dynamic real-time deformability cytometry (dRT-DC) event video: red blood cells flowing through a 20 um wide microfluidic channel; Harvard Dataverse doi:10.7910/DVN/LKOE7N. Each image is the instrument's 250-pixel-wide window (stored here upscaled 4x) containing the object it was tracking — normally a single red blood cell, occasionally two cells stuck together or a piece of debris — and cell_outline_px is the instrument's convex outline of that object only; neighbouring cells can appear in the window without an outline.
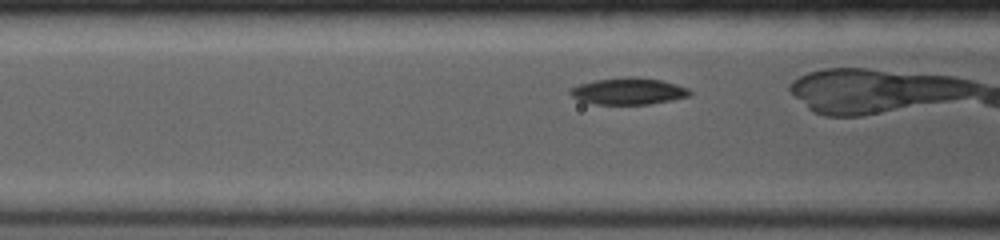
{"species": "common noctule bat (a hibernating species)", "species_latin": "Nyctalus noctula", "temperature_condition": "room temperature", "stored_images_in_passage": 55, "camera_frame_rate_fps": 4000, "um_per_image_px": 0.085, "animal": {"sex": "female", "body_mass_g": 19.0, "forearm_length_mm": 53.3}, "frame": {"image": 1, "passage_image": 7, "time_ms": 1.0, "image_size_px": [1000, 240], "cell_outline_px": [[692, 96], [672, 100], [648, 104], [596, 104], [580, 100], [572, 96], [568, 92], [568, 88], [580, 84], [596, 80], [628, 76], [632, 76], [660, 80], [676, 84], [688, 88], [692, 92]], "centroid_in_image_um": [53.43, 7.75], "position_along_channel_um": 113.2, "area_um2": 18.61}}
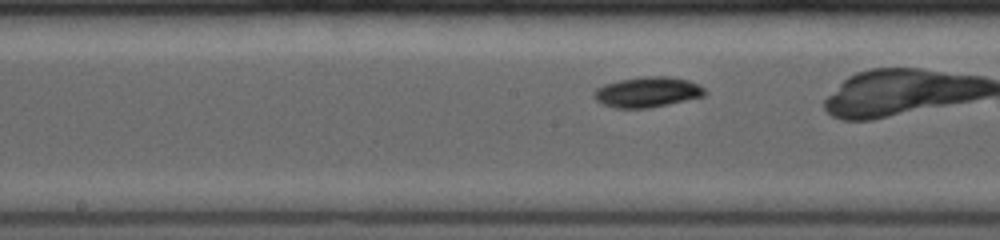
{"frame": {"image": 2, "passage_image": 19, "time_ms": 3.0, "image_size_px": [1000, 240], "cell_outline_px": [[708, 92], [704, 96], [668, 104], [648, 108], [616, 108], [604, 104], [596, 100], [592, 96], [592, 92], [596, 88], [604, 84], [620, 80], [644, 76], [668, 76], [688, 80], [704, 88]], "centroid_in_image_um": [55.01, 7.82], "position_along_channel_um": 193.2, "area_um2": 19.59}}
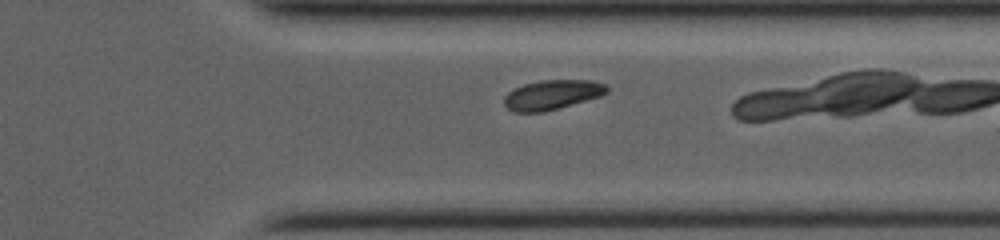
{"frame": {"image": 3, "passage_image": 41, "time_ms": 7.25, "image_size_px": [1000, 240], "cell_outline_px": [[608, 92], [600, 96], [544, 112], [512, 112], [504, 104], [504, 96], [508, 92], [524, 84], [540, 80], [592, 80], [604, 84], [608, 88]], "centroid_in_image_um": [46.91, 8.05], "position_along_channel_um": 364.5, "area_um2": 17.63}}